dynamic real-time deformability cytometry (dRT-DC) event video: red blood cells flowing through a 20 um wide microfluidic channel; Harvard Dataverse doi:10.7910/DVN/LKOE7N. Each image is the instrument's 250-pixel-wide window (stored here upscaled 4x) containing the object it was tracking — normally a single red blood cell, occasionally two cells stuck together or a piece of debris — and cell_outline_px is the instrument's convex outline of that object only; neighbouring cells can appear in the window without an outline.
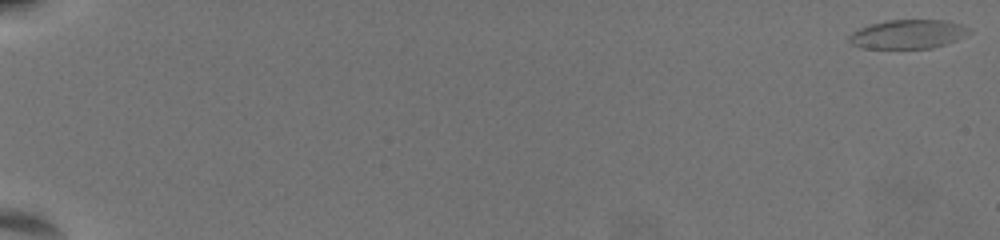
{"species": "common noctule bat (a hibernating species)", "species_latin": "Nyctalus noctula", "temperature_condition": "warm", "stored_images_in_passage": 11, "camera_frame_rate_fps": 3000, "um_per_image_px": 0.085, "animal": {"sex": "female", "body_mass_g": 19.5, "forearm_length_mm": 54.1}, "frame": {"image": 1, "passage_image": 1, "time_ms": 0.0, "image_size_px": [1000, 240], "cell_outline_px": [[972, 32], [956, 40], [932, 48], [860, 48], [852, 44], [848, 40], [848, 36], [852, 32], [860, 28], [872, 24], [888, 20], [948, 20], [972, 28]], "centroid_in_image_um": [77.2, 2.9], "position_along_channel_um": 7.8, "area_um2": 20.29}}